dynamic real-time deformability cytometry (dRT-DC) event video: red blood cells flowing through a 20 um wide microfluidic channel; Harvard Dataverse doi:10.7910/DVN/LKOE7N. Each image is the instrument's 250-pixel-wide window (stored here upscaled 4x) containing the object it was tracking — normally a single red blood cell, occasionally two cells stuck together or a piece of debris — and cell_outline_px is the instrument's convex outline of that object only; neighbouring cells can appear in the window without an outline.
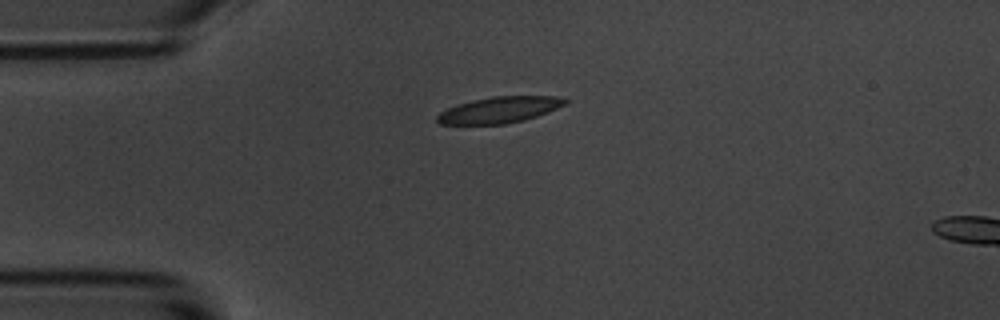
{"species": "common noctule bat (a hibernating species)", "species_latin": "Nyctalus noctula", "temperature_condition": "room temperature", "stored_images_in_passage": 4, "camera_frame_rate_fps": 3000, "um_per_image_px": 0.085, "animal": {"sex": "male", "body_mass_g": 20.1, "forearm_length_mm": 53.5}, "frame": {"image": 1, "passage_image": 1, "time_ms": 0.0, "image_size_px": [1000, 320], "cell_outline_px": [[572, 100], [548, 112], [524, 120], [504, 124], [440, 124], [436, 120], [436, 116], [440, 112], [448, 108], [472, 100], [492, 96], [556, 96]], "centroid_in_image_um": [42.46, 9.33], "position_along_channel_um": 42.5, "area_um2": 19.42}}